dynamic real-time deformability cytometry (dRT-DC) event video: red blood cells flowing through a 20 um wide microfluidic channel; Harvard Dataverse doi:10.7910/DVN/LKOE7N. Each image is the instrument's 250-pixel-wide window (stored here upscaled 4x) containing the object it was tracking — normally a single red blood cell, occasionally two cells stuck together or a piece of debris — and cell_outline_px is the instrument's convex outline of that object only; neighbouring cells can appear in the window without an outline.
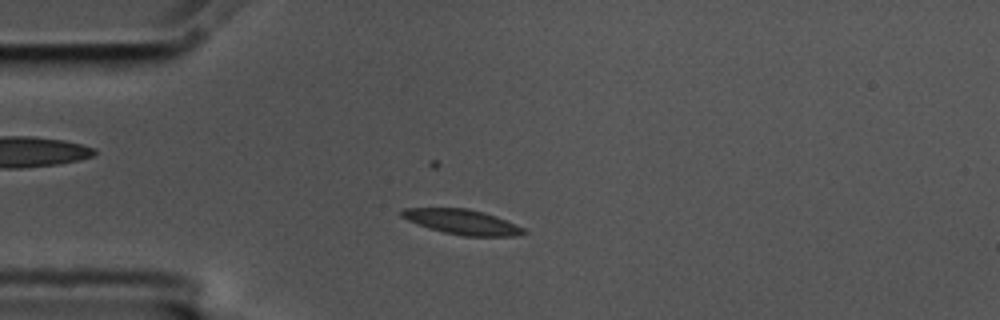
{"species": "common noctule bat (a hibernating species)", "species_latin": "Nyctalus noctula", "temperature_condition": "cold", "stored_images_in_passage": 46, "camera_frame_rate_fps": 3000, "um_per_image_px": 0.085, "animal": {"sex": "male", "body_mass_g": 17.5, "forearm_length_mm": 52.3}, "frame": {"image": 1, "passage_image": 3, "time_ms": 0.667, "image_size_px": [1000, 320], "cell_outline_px": [[528, 232], [516, 236], [464, 236], [444, 232], [428, 228], [408, 220], [400, 216], [400, 212], [404, 208], [468, 208], [484, 212], [496, 216], [516, 224], [524, 228]], "centroid_in_image_um": [39.3, 18.86], "position_along_channel_um": 45.7, "area_um2": 17.74}}
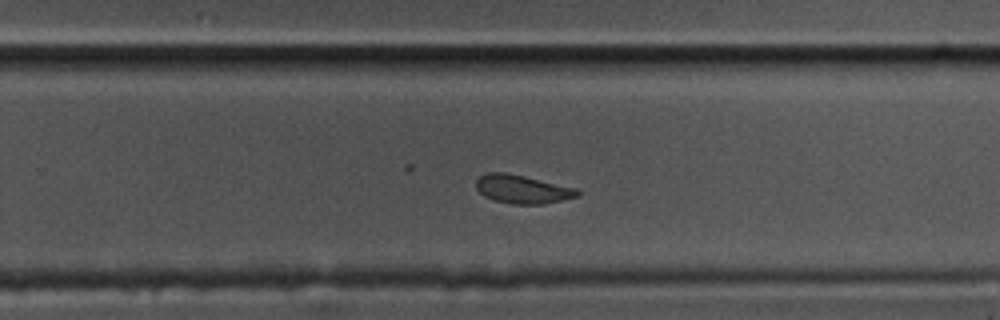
{"frame": {"image": 2, "passage_image": 25, "time_ms": 8.0, "image_size_px": [1000, 320], "cell_outline_px": [[580, 196], [544, 204], [512, 204], [492, 200], [484, 196], [476, 188], [476, 180], [480, 176], [488, 172], [504, 172], [524, 176], [576, 188], [580, 192]], "centroid_in_image_um": [44.39, 16.09], "position_along_channel_um": 285.4, "area_um2": 16.82}}
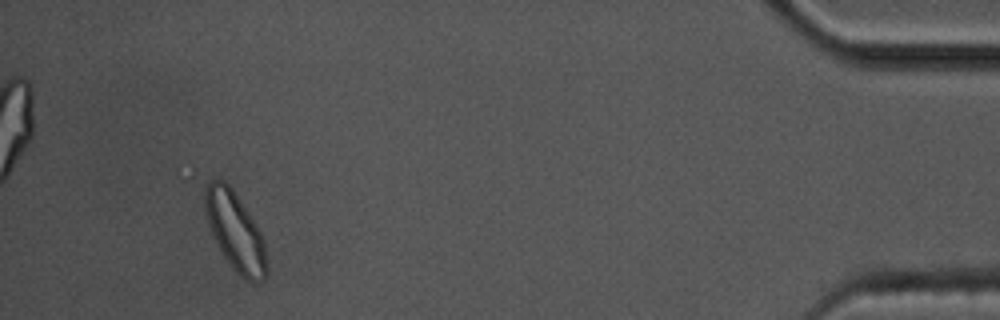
{"frame": {"image": 3, "passage_image": 42, "time_ms": 13.667, "image_size_px": [1000, 320], "cell_outline_px": [[268, 272], [264, 280], [256, 284], [252, 284], [240, 276], [232, 268], [224, 256], [208, 224], [204, 208], [204, 188], [208, 180], [224, 180], [232, 188], [256, 224], [264, 240], [268, 268]], "centroid_in_image_um": [20.01, 19.7], "position_along_channel_um": 415.2, "area_um2": 28.38}, "authors_computed_cell_mechanics": {"area_um2": 17.8024, "velocity_mm_per_s": 3.4925, "shape_relaxation_time_tau1_ms": null, "shape_relaxation_time_tau2_ms": 8.4131, "deformation_change_tau1": null, "deformation_change_tau2": 0.163}}